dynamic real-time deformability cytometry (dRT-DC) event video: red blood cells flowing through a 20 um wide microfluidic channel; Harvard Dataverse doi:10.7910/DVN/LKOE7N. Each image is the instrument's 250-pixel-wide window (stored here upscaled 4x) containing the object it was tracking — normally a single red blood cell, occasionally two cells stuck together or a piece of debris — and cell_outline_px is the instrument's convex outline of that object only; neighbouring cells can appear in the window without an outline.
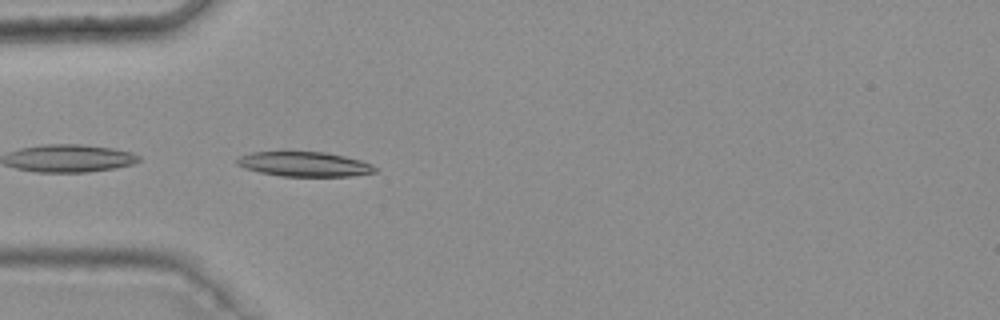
{"species": "common noctule bat (a hibernating species)", "species_latin": "Nyctalus noctula", "temperature_condition": "warm", "stored_images_in_passage": 4, "camera_frame_rate_fps": 3000, "um_per_image_px": 0.085, "animal": {"sex": "female", "body_mass_g": 25.1}, "frame": {"image": 1, "passage_image": 1, "time_ms": 0.0, "image_size_px": [1000, 320], "cell_outline_px": [[376, 172], [348, 176], [280, 176], [260, 172], [244, 168], [236, 164], [236, 160], [240, 156], [252, 152], [324, 152], [344, 156], [360, 160], [372, 164], [376, 168]], "centroid_in_image_um": [25.86, 13.95], "position_along_channel_um": 59.1, "area_um2": 19.71}}